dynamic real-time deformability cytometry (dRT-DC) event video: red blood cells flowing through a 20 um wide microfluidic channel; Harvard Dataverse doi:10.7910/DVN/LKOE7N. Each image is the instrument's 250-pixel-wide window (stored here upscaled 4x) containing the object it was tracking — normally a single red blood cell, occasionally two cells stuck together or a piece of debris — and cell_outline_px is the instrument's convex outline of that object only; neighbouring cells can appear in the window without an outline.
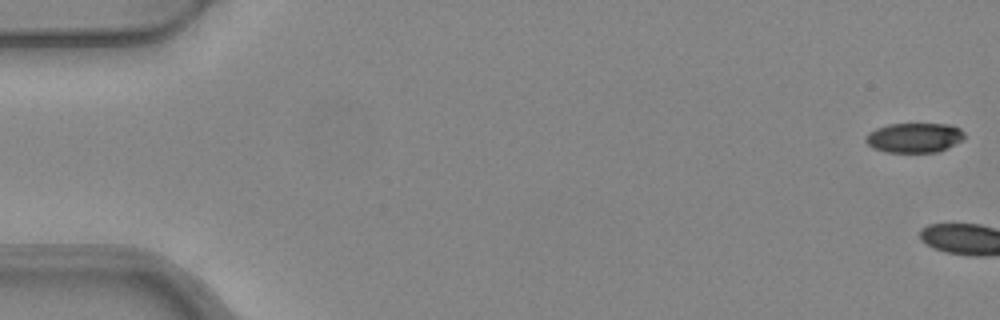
{"species": "common noctule bat (a hibernating species)", "species_latin": "Nyctalus noctula", "temperature_condition": "warm", "stored_images_in_passage": 5, "camera_frame_rate_fps": 3000, "um_per_image_px": 0.085, "animal": {"sex": "female", "body_mass_g": 24.6, "forearm_length_mm": 56.2}, "frame": {"image": 1, "passage_image": 1, "time_ms": 0.0, "image_size_px": [1000, 320], "cell_outline_px": [[964, 140], [936, 152], [884, 152], [872, 148], [864, 140], [864, 136], [868, 132], [876, 128], [888, 124], [948, 124], [960, 128], [964, 132]], "centroid_in_image_um": [77.68, 11.7], "position_along_channel_um": 7.3, "area_um2": 17.22}}